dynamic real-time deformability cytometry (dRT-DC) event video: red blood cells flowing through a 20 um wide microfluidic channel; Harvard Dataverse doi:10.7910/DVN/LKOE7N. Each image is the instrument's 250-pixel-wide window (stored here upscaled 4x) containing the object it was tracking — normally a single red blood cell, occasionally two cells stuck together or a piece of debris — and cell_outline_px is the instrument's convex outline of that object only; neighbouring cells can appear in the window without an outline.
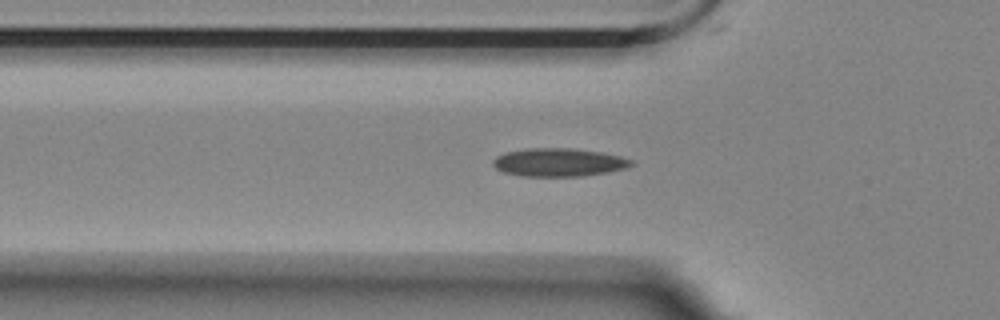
{"species": "Egyptian fruit bat (a non-hibernating species)", "species_latin": "Rousettus aegyptiacus", "temperature_condition": "room temperature", "stored_images_in_passage": 37, "camera_frame_rate_fps": 3000, "um_per_image_px": 0.085, "animal": {"sex": "female"}, "frame": {"image": 1, "passage_image": 2, "time_ms": 0.333, "image_size_px": [1000, 320], "cell_outline_px": [[636, 164], [624, 168], [608, 172], [580, 176], [520, 176], [504, 172], [496, 168], [492, 164], [492, 160], [496, 156], [508, 152], [528, 148], [568, 148], [600, 152], [620, 156], [632, 160]], "centroid_in_image_um": [47.49, 13.8], "position_along_channel_um": 78.3, "area_um2": 22.6}}
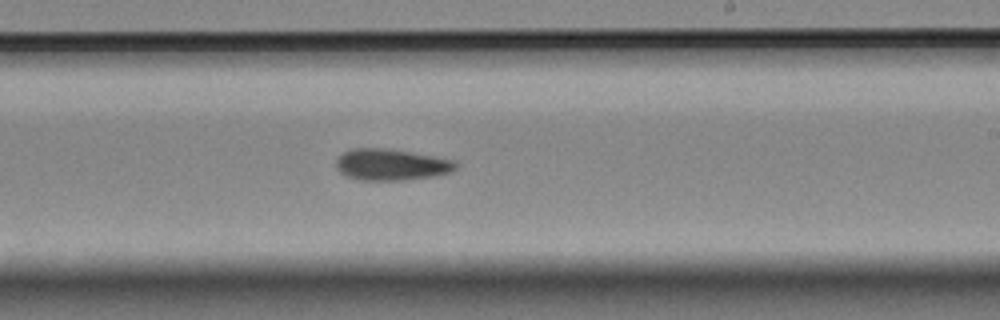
{"frame": {"image": 2, "passage_image": 17, "time_ms": 5.333, "image_size_px": [1000, 320], "cell_outline_px": [[460, 164], [452, 172], [432, 176], [408, 180], [360, 180], [348, 176], [340, 172], [336, 168], [336, 160], [344, 152], [352, 148], [388, 148], [436, 156], [456, 160]], "centroid_in_image_um": [33.31, 13.99], "position_along_channel_um": 255.7, "area_um2": 22.14}}
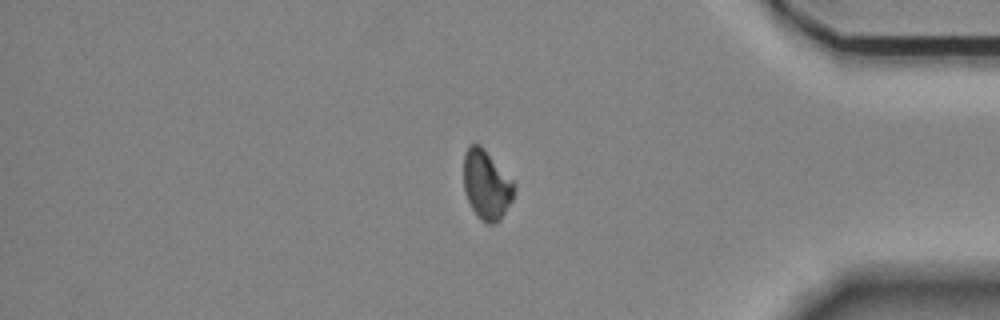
{"frame": {"image": 3, "passage_image": 31, "time_ms": 10.0, "image_size_px": [1000, 320], "cell_outline_px": [[516, 188], [512, 200], [500, 220], [492, 224], [488, 224], [480, 220], [476, 216], [468, 200], [464, 188], [464, 152], [468, 144], [480, 144], [484, 148], [516, 184]], "centroid_in_image_um": [41.35, 15.7], "position_along_channel_um": 393.8, "area_um2": 20.52}}